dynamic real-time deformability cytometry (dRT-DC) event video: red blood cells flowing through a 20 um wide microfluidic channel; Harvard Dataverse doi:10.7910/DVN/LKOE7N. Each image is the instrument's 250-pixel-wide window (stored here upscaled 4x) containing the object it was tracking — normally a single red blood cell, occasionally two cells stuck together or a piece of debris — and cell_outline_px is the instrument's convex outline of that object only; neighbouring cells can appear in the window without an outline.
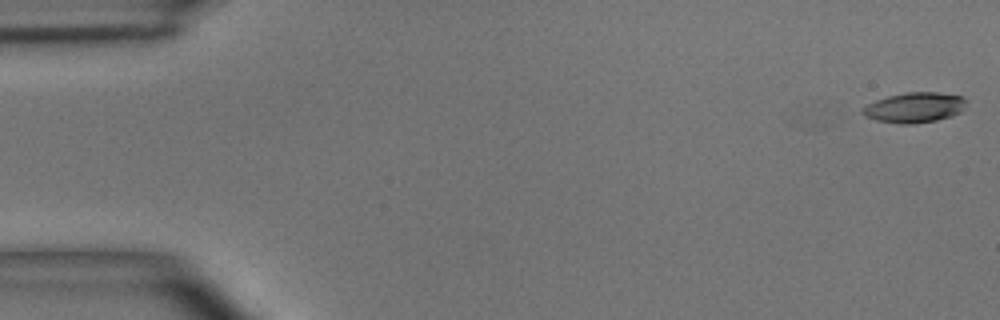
{"species": "common noctule bat (a hibernating species)", "species_latin": "Nyctalus noctula", "temperature_condition": "room temperature", "stored_images_in_passage": 37, "camera_frame_rate_fps": 3000, "um_per_image_px": 0.085, "animal": {"sex": "male", "body_mass_g": 15.6}, "frame": {"image": 1, "passage_image": 1, "time_ms": 0.0, "image_size_px": [1000, 320], "cell_outline_px": [[968, 100], [964, 108], [960, 112], [952, 116], [936, 120], [912, 124], [900, 124], [876, 120], [864, 116], [860, 112], [860, 108], [876, 100], [888, 96], [904, 92], [936, 92], [964, 96]], "centroid_in_image_um": [77.73, 9.13], "position_along_channel_um": 7.3, "area_um2": 18.5}}
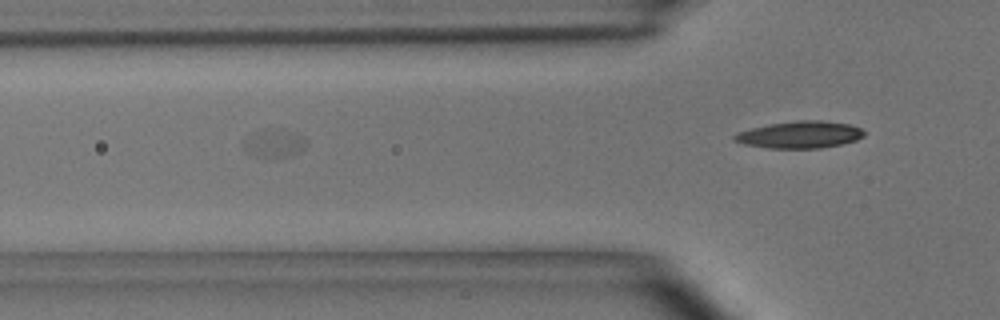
{"frame": {"image": 2, "passage_image": 15, "time_ms": 4.667, "image_size_px": [1000, 320], "cell_outline_px": [[308, 144], [300, 152], [268, 160], [256, 156], [244, 148], [244, 140], [256, 132], [264, 128], [280, 128], [300, 132], [308, 140]], "centroid_in_image_um": [23.4, 12.16], "position_along_channel_um": 102.4, "area_um2": 10.75}}
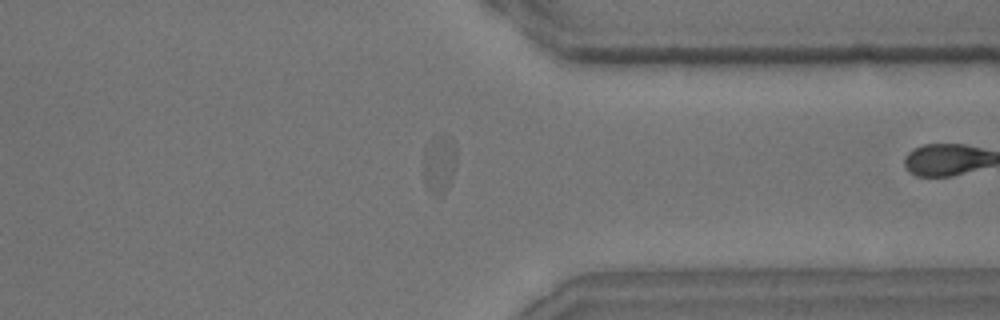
{"frame": {"image": 3, "passage_image": 36, "time_ms": 11.667, "image_size_px": [1000, 320], "cell_outline_px": [[456, 164], [452, 176], [444, 192], [440, 196], [436, 192], [424, 172], [424, 148], [432, 140], [440, 136], [444, 136], [452, 140], [456, 148]], "centroid_in_image_um": [37.39, 13.83], "position_along_channel_um": 374.0, "area_um2": 10.17}}